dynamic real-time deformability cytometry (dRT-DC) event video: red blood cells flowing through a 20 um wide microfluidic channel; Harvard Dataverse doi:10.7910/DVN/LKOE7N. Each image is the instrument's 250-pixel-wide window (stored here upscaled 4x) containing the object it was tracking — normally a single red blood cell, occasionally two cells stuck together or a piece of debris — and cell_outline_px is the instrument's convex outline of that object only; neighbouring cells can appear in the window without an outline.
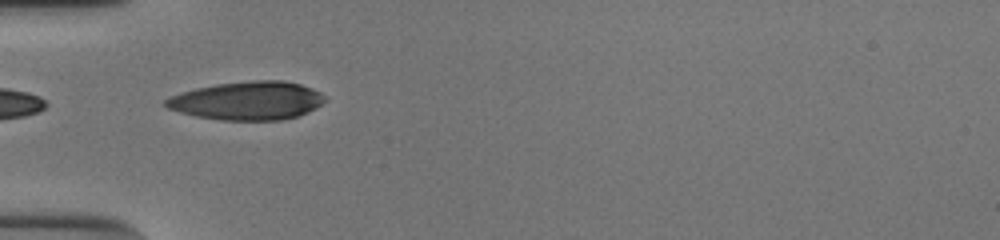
{"species": "human", "species_latin": "Homo sapiens", "temperature_condition": "cold", "stored_images_in_passage": 36, "camera_frame_rate_fps": 3000, "um_per_image_px": 0.085, "donor": {"sex": "male"}, "frame": {"image": 1, "passage_image": 1, "time_ms": 0.0, "image_size_px": [1000, 240], "cell_outline_px": [[324, 100], [316, 108], [300, 116], [280, 120], [220, 120], [196, 116], [180, 112], [168, 108], [160, 104], [164, 100], [172, 96], [196, 88], [216, 84], [252, 80], [284, 80], [300, 84], [312, 88], [320, 92], [324, 96]], "centroid_in_image_um": [21.03, 8.56], "position_along_channel_um": 64.0, "area_um2": 35.66}}
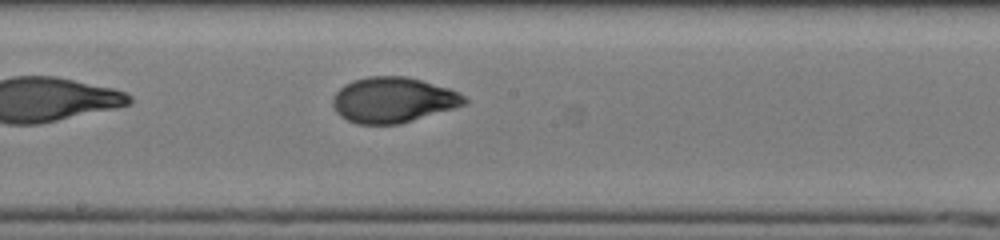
{"frame": {"image": 2, "passage_image": 13, "time_ms": 4.0, "image_size_px": [1000, 240], "cell_outline_px": [[468, 100], [464, 104], [452, 108], [400, 124], [356, 124], [340, 116], [336, 112], [332, 104], [332, 96], [344, 84], [352, 80], [368, 76], [404, 76], [420, 80], [448, 88], [464, 96]], "centroid_in_image_um": [33.34, 8.49], "position_along_channel_um": 214.9, "area_um2": 34.62}}
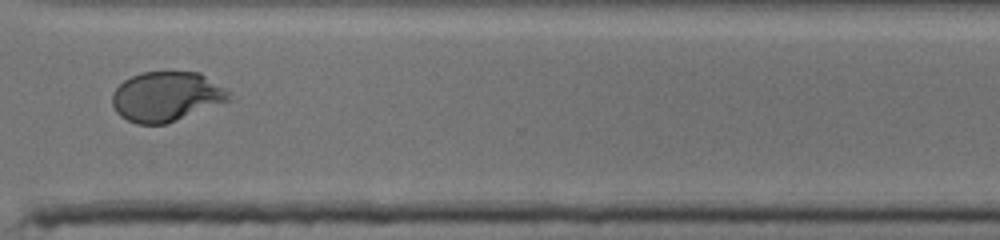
{"frame": {"image": 3, "passage_image": 24, "time_ms": 7.667, "image_size_px": [1000, 240], "cell_outline_px": [[232, 100], [176, 120], [164, 124], [136, 124], [120, 116], [116, 112], [112, 104], [112, 92], [124, 80], [140, 72], [200, 72], [228, 92]], "centroid_in_image_um": [14.11, 8.21], "position_along_channel_um": 356.5, "area_um2": 33.64}, "authors_computed_cell_mechanics": {"area_um2": 34.6511, "velocity_mm_per_s": 3.8567, "shape_relaxation_time_tau1_ms": 4.4715, "shape_relaxation_time_tau2_ms": 0.8835, "deformation_change_tau1": 0.1871, "deformation_change_tau2": 0.0461}}